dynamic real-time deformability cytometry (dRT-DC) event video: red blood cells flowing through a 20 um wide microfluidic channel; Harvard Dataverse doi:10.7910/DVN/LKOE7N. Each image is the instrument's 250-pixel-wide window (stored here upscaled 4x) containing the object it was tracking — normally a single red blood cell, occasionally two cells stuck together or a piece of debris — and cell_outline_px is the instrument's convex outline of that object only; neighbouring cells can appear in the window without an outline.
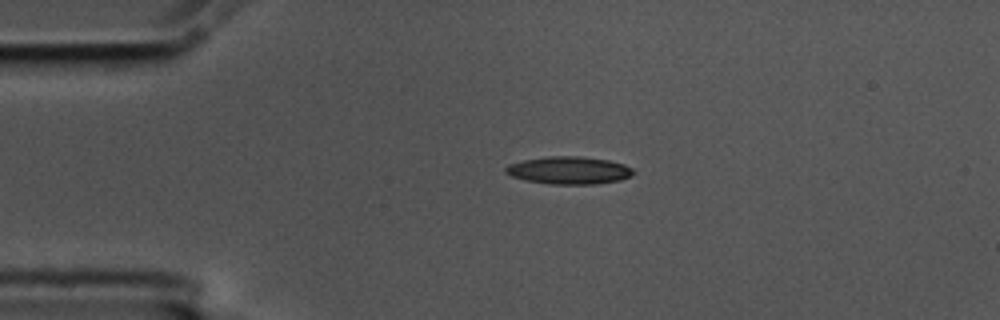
{"species": "common noctule bat (a hibernating species)", "species_latin": "Nyctalus noctula", "temperature_condition": "cold", "stored_images_in_passage": 45, "camera_frame_rate_fps": 3000, "um_per_image_px": 0.085, "animal": {"sex": "male", "body_mass_g": 17.5, "forearm_length_mm": 52.3}, "frame": {"image": 1, "passage_image": 1, "time_ms": 0.0, "image_size_px": [1000, 320], "cell_outline_px": [[636, 172], [632, 176], [620, 180], [592, 184], [552, 184], [528, 180], [512, 176], [504, 172], [504, 168], [508, 164], [524, 160], [548, 156], [580, 156], [608, 160], [624, 164], [632, 168]], "centroid_in_image_um": [48.39, 14.47], "position_along_channel_um": 36.6, "area_um2": 20.46}}
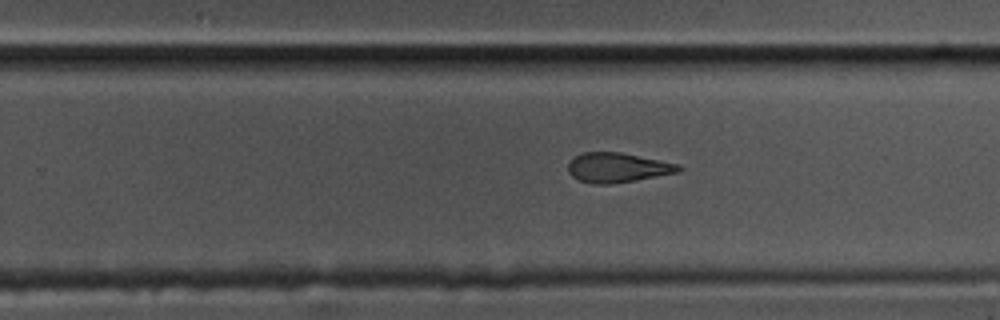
{"frame": {"image": 2, "passage_image": 24, "time_ms": 7.667, "image_size_px": [1000, 320], "cell_outline_px": [[684, 168], [680, 172], [608, 184], [596, 184], [580, 180], [572, 176], [568, 172], [568, 160], [584, 152], [620, 152], [680, 164]], "centroid_in_image_um": [52.49, 14.23], "position_along_channel_um": 277.3, "area_um2": 18.96}}
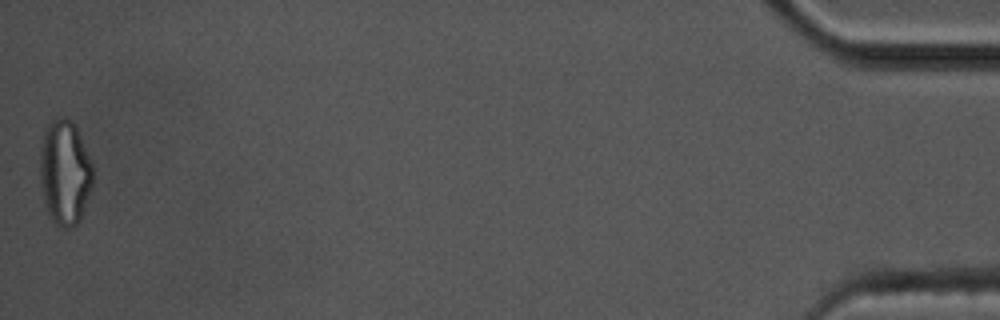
{"frame": {"image": 3, "passage_image": 45, "time_ms": 14.667, "image_size_px": [1000, 320], "cell_outline_px": [[92, 188], [80, 220], [72, 228], [60, 228], [48, 216], [44, 200], [40, 180], [40, 148], [44, 132], [48, 124], [56, 116], [64, 116], [72, 120], [92, 160]], "centroid_in_image_um": [5.51, 14.66], "position_along_channel_um": 429.7, "area_um2": 32.71}, "authors_computed_cell_mechanics": {"area_um2": 20.23, "velocity_mm_per_s": 3.5569, "shape_relaxation_time_tau1_ms": null, "shape_relaxation_time_tau2_ms": 3.804, "deformation_change_tau1": null, "deformation_change_tau2": 0.1425}}